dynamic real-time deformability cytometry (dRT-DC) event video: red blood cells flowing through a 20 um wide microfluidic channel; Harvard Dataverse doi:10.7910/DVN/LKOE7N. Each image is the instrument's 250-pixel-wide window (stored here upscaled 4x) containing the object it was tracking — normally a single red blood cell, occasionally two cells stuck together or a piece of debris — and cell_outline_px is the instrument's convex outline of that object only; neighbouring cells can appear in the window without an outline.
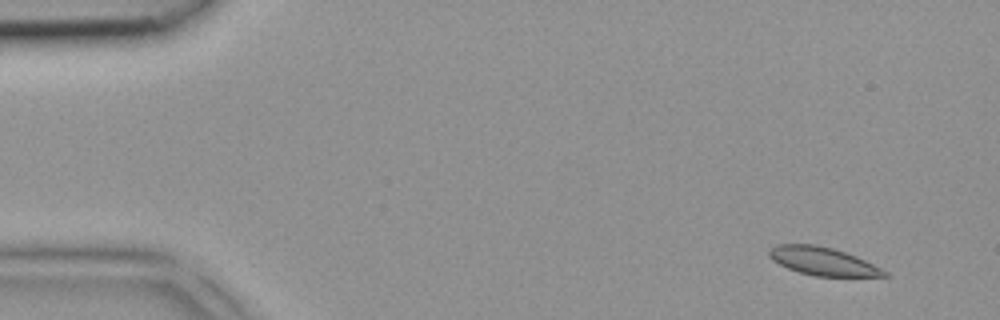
{"species": "common noctule bat (a hibernating species)", "species_latin": "Nyctalus noctula", "temperature_condition": "room temperature", "stored_images_in_passage": 3, "camera_frame_rate_fps": 3000, "um_per_image_px": 0.085, "animal": {"sex": "female", "body_mass_g": 18.4}, "frame": {"image": 1, "passage_image": 1, "time_ms": 0.0, "image_size_px": [1000, 320], "cell_outline_px": [[888, 276], [816, 276], [800, 272], [788, 268], [772, 260], [768, 256], [768, 252], [776, 244], [816, 244], [832, 248], [856, 256], [888, 272]], "centroid_in_image_um": [69.91, 22.19], "position_along_channel_um": 15.1, "area_um2": 18.61}}
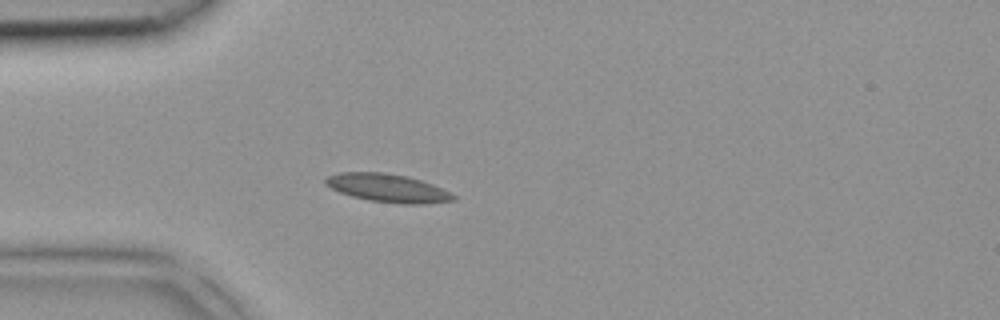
{"frame": {"image": 2, "passage_image": 3, "time_ms": 0.667, "image_size_px": [1000, 320], "cell_outline_px": [[456, 200], [424, 204], [400, 204], [368, 200], [352, 196], [340, 192], [324, 184], [324, 180], [328, 176], [340, 172], [384, 172], [408, 176], [432, 184], [456, 196]], "centroid_in_image_um": [32.94, 15.98], "position_along_channel_um": 52.1, "area_um2": 20.98}}